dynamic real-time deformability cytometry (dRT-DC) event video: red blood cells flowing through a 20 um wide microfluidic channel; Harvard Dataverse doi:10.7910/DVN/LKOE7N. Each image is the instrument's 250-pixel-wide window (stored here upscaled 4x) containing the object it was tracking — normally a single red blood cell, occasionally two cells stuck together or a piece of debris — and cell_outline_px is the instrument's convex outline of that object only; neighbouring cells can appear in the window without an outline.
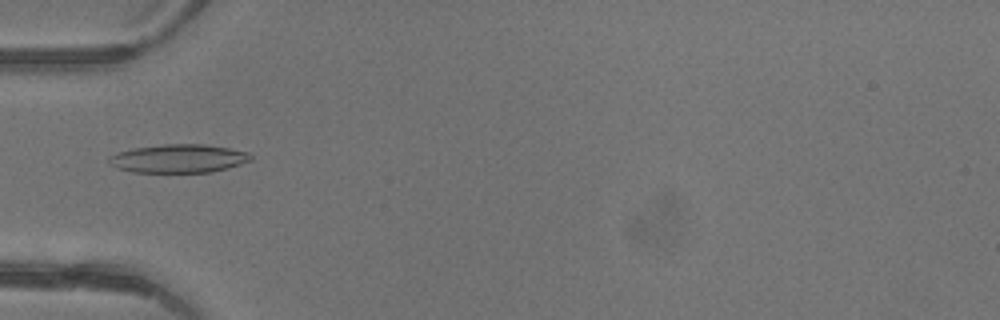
{"species": "common noctule bat (a hibernating species)", "species_latin": "Nyctalus noctula", "temperature_condition": "warm", "stored_images_in_passage": 4, "camera_frame_rate_fps": 3000, "um_per_image_px": 0.085, "animal": {"sex": "female"}, "frame": {"image": 1, "passage_image": 4, "time_ms": 1.0, "image_size_px": [1000, 320], "cell_outline_px": [[252, 160], [228, 168], [212, 172], [132, 172], [116, 168], [108, 160], [108, 156], [132, 148], [164, 144], [204, 144], [228, 148], [248, 152], [252, 156]], "centroid_in_image_um": [15.18, 13.47], "position_along_channel_um": 69.8, "area_um2": 23.47}}